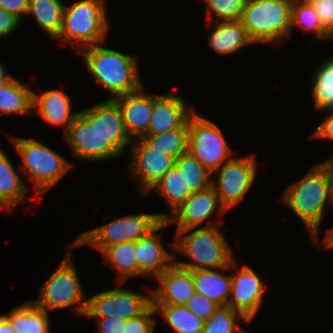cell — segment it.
I'll use <instances>...</instances> for the list:
<instances>
[{
	"label": "cell",
	"instance_id": "20",
	"mask_svg": "<svg viewBox=\"0 0 333 333\" xmlns=\"http://www.w3.org/2000/svg\"><path fill=\"white\" fill-rule=\"evenodd\" d=\"M96 127L105 140L120 156L132 139L128 136L118 104L110 98L96 104Z\"/></svg>",
	"mask_w": 333,
	"mask_h": 333
},
{
	"label": "cell",
	"instance_id": "30",
	"mask_svg": "<svg viewBox=\"0 0 333 333\" xmlns=\"http://www.w3.org/2000/svg\"><path fill=\"white\" fill-rule=\"evenodd\" d=\"M153 191L157 192L170 208V213L166 214V218L192 194L189 188H186L184 177L175 164L145 197L150 196V193H153Z\"/></svg>",
	"mask_w": 333,
	"mask_h": 333
},
{
	"label": "cell",
	"instance_id": "39",
	"mask_svg": "<svg viewBox=\"0 0 333 333\" xmlns=\"http://www.w3.org/2000/svg\"><path fill=\"white\" fill-rule=\"evenodd\" d=\"M311 4L322 25L333 35V0H315Z\"/></svg>",
	"mask_w": 333,
	"mask_h": 333
},
{
	"label": "cell",
	"instance_id": "6",
	"mask_svg": "<svg viewBox=\"0 0 333 333\" xmlns=\"http://www.w3.org/2000/svg\"><path fill=\"white\" fill-rule=\"evenodd\" d=\"M10 142L21 158V171L35 185L37 198L55 186L72 167L73 163L34 138L14 136Z\"/></svg>",
	"mask_w": 333,
	"mask_h": 333
},
{
	"label": "cell",
	"instance_id": "35",
	"mask_svg": "<svg viewBox=\"0 0 333 333\" xmlns=\"http://www.w3.org/2000/svg\"><path fill=\"white\" fill-rule=\"evenodd\" d=\"M237 319H242L249 323L240 313L234 311L230 307H219V309L204 322L202 333H247L241 325L236 322Z\"/></svg>",
	"mask_w": 333,
	"mask_h": 333
},
{
	"label": "cell",
	"instance_id": "40",
	"mask_svg": "<svg viewBox=\"0 0 333 333\" xmlns=\"http://www.w3.org/2000/svg\"><path fill=\"white\" fill-rule=\"evenodd\" d=\"M98 333H123L126 319L120 317L96 318Z\"/></svg>",
	"mask_w": 333,
	"mask_h": 333
},
{
	"label": "cell",
	"instance_id": "32",
	"mask_svg": "<svg viewBox=\"0 0 333 333\" xmlns=\"http://www.w3.org/2000/svg\"><path fill=\"white\" fill-rule=\"evenodd\" d=\"M151 147L165 152L175 159L188 152L189 129L188 119L179 127L156 135L142 137Z\"/></svg>",
	"mask_w": 333,
	"mask_h": 333
},
{
	"label": "cell",
	"instance_id": "18",
	"mask_svg": "<svg viewBox=\"0 0 333 333\" xmlns=\"http://www.w3.org/2000/svg\"><path fill=\"white\" fill-rule=\"evenodd\" d=\"M140 89L115 97L128 136L134 140L142 138L147 132L153 110V94Z\"/></svg>",
	"mask_w": 333,
	"mask_h": 333
},
{
	"label": "cell",
	"instance_id": "7",
	"mask_svg": "<svg viewBox=\"0 0 333 333\" xmlns=\"http://www.w3.org/2000/svg\"><path fill=\"white\" fill-rule=\"evenodd\" d=\"M39 289V298L31 300L47 312L73 306L75 314L84 316L88 298L73 263L71 250Z\"/></svg>",
	"mask_w": 333,
	"mask_h": 333
},
{
	"label": "cell",
	"instance_id": "9",
	"mask_svg": "<svg viewBox=\"0 0 333 333\" xmlns=\"http://www.w3.org/2000/svg\"><path fill=\"white\" fill-rule=\"evenodd\" d=\"M188 152L212 174L233 157L220 127L197 110L188 118Z\"/></svg>",
	"mask_w": 333,
	"mask_h": 333
},
{
	"label": "cell",
	"instance_id": "43",
	"mask_svg": "<svg viewBox=\"0 0 333 333\" xmlns=\"http://www.w3.org/2000/svg\"><path fill=\"white\" fill-rule=\"evenodd\" d=\"M29 0H0V8L9 11L20 20L27 15Z\"/></svg>",
	"mask_w": 333,
	"mask_h": 333
},
{
	"label": "cell",
	"instance_id": "28",
	"mask_svg": "<svg viewBox=\"0 0 333 333\" xmlns=\"http://www.w3.org/2000/svg\"><path fill=\"white\" fill-rule=\"evenodd\" d=\"M101 254L116 271V283L121 286L130 277L137 276L135 242H122L106 247Z\"/></svg>",
	"mask_w": 333,
	"mask_h": 333
},
{
	"label": "cell",
	"instance_id": "13",
	"mask_svg": "<svg viewBox=\"0 0 333 333\" xmlns=\"http://www.w3.org/2000/svg\"><path fill=\"white\" fill-rule=\"evenodd\" d=\"M130 146L127 172L145 196L175 164V158L151 147L143 138L134 139Z\"/></svg>",
	"mask_w": 333,
	"mask_h": 333
},
{
	"label": "cell",
	"instance_id": "15",
	"mask_svg": "<svg viewBox=\"0 0 333 333\" xmlns=\"http://www.w3.org/2000/svg\"><path fill=\"white\" fill-rule=\"evenodd\" d=\"M235 274H231V290L226 306L240 313L250 324L262 306L266 284L247 265H242Z\"/></svg>",
	"mask_w": 333,
	"mask_h": 333
},
{
	"label": "cell",
	"instance_id": "45",
	"mask_svg": "<svg viewBox=\"0 0 333 333\" xmlns=\"http://www.w3.org/2000/svg\"><path fill=\"white\" fill-rule=\"evenodd\" d=\"M0 333H15L11 322L3 315H0Z\"/></svg>",
	"mask_w": 333,
	"mask_h": 333
},
{
	"label": "cell",
	"instance_id": "33",
	"mask_svg": "<svg viewBox=\"0 0 333 333\" xmlns=\"http://www.w3.org/2000/svg\"><path fill=\"white\" fill-rule=\"evenodd\" d=\"M296 27L302 28L305 32H313L315 37L313 43L318 40L333 41V35L322 25L311 3H302L298 0L293 1L291 32Z\"/></svg>",
	"mask_w": 333,
	"mask_h": 333
},
{
	"label": "cell",
	"instance_id": "42",
	"mask_svg": "<svg viewBox=\"0 0 333 333\" xmlns=\"http://www.w3.org/2000/svg\"><path fill=\"white\" fill-rule=\"evenodd\" d=\"M20 19L9 11L0 8V37L10 35L19 27Z\"/></svg>",
	"mask_w": 333,
	"mask_h": 333
},
{
	"label": "cell",
	"instance_id": "1",
	"mask_svg": "<svg viewBox=\"0 0 333 333\" xmlns=\"http://www.w3.org/2000/svg\"><path fill=\"white\" fill-rule=\"evenodd\" d=\"M279 198L303 223L313 244L321 245L320 225L325 206L333 204V187L319 164H314L300 180L288 186Z\"/></svg>",
	"mask_w": 333,
	"mask_h": 333
},
{
	"label": "cell",
	"instance_id": "2",
	"mask_svg": "<svg viewBox=\"0 0 333 333\" xmlns=\"http://www.w3.org/2000/svg\"><path fill=\"white\" fill-rule=\"evenodd\" d=\"M102 44L84 48L79 53L96 83L110 91V99L140 89L143 83L138 59Z\"/></svg>",
	"mask_w": 333,
	"mask_h": 333
},
{
	"label": "cell",
	"instance_id": "25",
	"mask_svg": "<svg viewBox=\"0 0 333 333\" xmlns=\"http://www.w3.org/2000/svg\"><path fill=\"white\" fill-rule=\"evenodd\" d=\"M12 324L15 333H49V312L36 306L31 300L18 305L4 315Z\"/></svg>",
	"mask_w": 333,
	"mask_h": 333
},
{
	"label": "cell",
	"instance_id": "23",
	"mask_svg": "<svg viewBox=\"0 0 333 333\" xmlns=\"http://www.w3.org/2000/svg\"><path fill=\"white\" fill-rule=\"evenodd\" d=\"M208 24L212 25L213 29L208 35V44L218 54H233L245 45L254 44L240 20L208 22Z\"/></svg>",
	"mask_w": 333,
	"mask_h": 333
},
{
	"label": "cell",
	"instance_id": "26",
	"mask_svg": "<svg viewBox=\"0 0 333 333\" xmlns=\"http://www.w3.org/2000/svg\"><path fill=\"white\" fill-rule=\"evenodd\" d=\"M33 90L13 78L0 86V113L10 115L33 114Z\"/></svg>",
	"mask_w": 333,
	"mask_h": 333
},
{
	"label": "cell",
	"instance_id": "46",
	"mask_svg": "<svg viewBox=\"0 0 333 333\" xmlns=\"http://www.w3.org/2000/svg\"><path fill=\"white\" fill-rule=\"evenodd\" d=\"M325 237L323 238V245H325L328 249H333V226L332 228H328L325 232Z\"/></svg>",
	"mask_w": 333,
	"mask_h": 333
},
{
	"label": "cell",
	"instance_id": "48",
	"mask_svg": "<svg viewBox=\"0 0 333 333\" xmlns=\"http://www.w3.org/2000/svg\"><path fill=\"white\" fill-rule=\"evenodd\" d=\"M298 1H300V2H302V3H312V2H314L315 0H298Z\"/></svg>",
	"mask_w": 333,
	"mask_h": 333
},
{
	"label": "cell",
	"instance_id": "3",
	"mask_svg": "<svg viewBox=\"0 0 333 333\" xmlns=\"http://www.w3.org/2000/svg\"><path fill=\"white\" fill-rule=\"evenodd\" d=\"M223 234L217 225L195 230L194 227L177 230V238L172 243L175 258L179 252L190 260L187 262L175 259V262L189 270H210L230 266L236 257Z\"/></svg>",
	"mask_w": 333,
	"mask_h": 333
},
{
	"label": "cell",
	"instance_id": "5",
	"mask_svg": "<svg viewBox=\"0 0 333 333\" xmlns=\"http://www.w3.org/2000/svg\"><path fill=\"white\" fill-rule=\"evenodd\" d=\"M290 0H247L240 21L254 44L278 45L291 34Z\"/></svg>",
	"mask_w": 333,
	"mask_h": 333
},
{
	"label": "cell",
	"instance_id": "19",
	"mask_svg": "<svg viewBox=\"0 0 333 333\" xmlns=\"http://www.w3.org/2000/svg\"><path fill=\"white\" fill-rule=\"evenodd\" d=\"M156 280L160 286L152 290V304L184 305L196 292L191 270L175 261Z\"/></svg>",
	"mask_w": 333,
	"mask_h": 333
},
{
	"label": "cell",
	"instance_id": "24",
	"mask_svg": "<svg viewBox=\"0 0 333 333\" xmlns=\"http://www.w3.org/2000/svg\"><path fill=\"white\" fill-rule=\"evenodd\" d=\"M28 186L21 179L11 159L0 147V207L11 211L18 203L25 201Z\"/></svg>",
	"mask_w": 333,
	"mask_h": 333
},
{
	"label": "cell",
	"instance_id": "16",
	"mask_svg": "<svg viewBox=\"0 0 333 333\" xmlns=\"http://www.w3.org/2000/svg\"><path fill=\"white\" fill-rule=\"evenodd\" d=\"M167 226L168 223L162 220L145 237L135 242L137 276H152L156 279L175 261V252L170 253L164 248L158 232Z\"/></svg>",
	"mask_w": 333,
	"mask_h": 333
},
{
	"label": "cell",
	"instance_id": "37",
	"mask_svg": "<svg viewBox=\"0 0 333 333\" xmlns=\"http://www.w3.org/2000/svg\"><path fill=\"white\" fill-rule=\"evenodd\" d=\"M155 309L151 304L141 315L126 319L123 333H155Z\"/></svg>",
	"mask_w": 333,
	"mask_h": 333
},
{
	"label": "cell",
	"instance_id": "12",
	"mask_svg": "<svg viewBox=\"0 0 333 333\" xmlns=\"http://www.w3.org/2000/svg\"><path fill=\"white\" fill-rule=\"evenodd\" d=\"M150 293H137L133 289L105 290L88 297L86 318L120 317L131 319L141 315L152 304Z\"/></svg>",
	"mask_w": 333,
	"mask_h": 333
},
{
	"label": "cell",
	"instance_id": "41",
	"mask_svg": "<svg viewBox=\"0 0 333 333\" xmlns=\"http://www.w3.org/2000/svg\"><path fill=\"white\" fill-rule=\"evenodd\" d=\"M321 111L329 112V115L323 119L322 123L317 126L316 130L309 136V138H322L333 141V108L323 109Z\"/></svg>",
	"mask_w": 333,
	"mask_h": 333
},
{
	"label": "cell",
	"instance_id": "4",
	"mask_svg": "<svg viewBox=\"0 0 333 333\" xmlns=\"http://www.w3.org/2000/svg\"><path fill=\"white\" fill-rule=\"evenodd\" d=\"M104 0H78L65 6L62 28L57 41L72 45L79 52L87 47L104 43L109 20Z\"/></svg>",
	"mask_w": 333,
	"mask_h": 333
},
{
	"label": "cell",
	"instance_id": "34",
	"mask_svg": "<svg viewBox=\"0 0 333 333\" xmlns=\"http://www.w3.org/2000/svg\"><path fill=\"white\" fill-rule=\"evenodd\" d=\"M175 165L183 175L185 186L191 193L205 190L211 186L212 173L189 152L176 158Z\"/></svg>",
	"mask_w": 333,
	"mask_h": 333
},
{
	"label": "cell",
	"instance_id": "21",
	"mask_svg": "<svg viewBox=\"0 0 333 333\" xmlns=\"http://www.w3.org/2000/svg\"><path fill=\"white\" fill-rule=\"evenodd\" d=\"M71 98L62 89H52L38 94L33 91V114L40 115L51 125L64 126V134L79 111L72 112Z\"/></svg>",
	"mask_w": 333,
	"mask_h": 333
},
{
	"label": "cell",
	"instance_id": "36",
	"mask_svg": "<svg viewBox=\"0 0 333 333\" xmlns=\"http://www.w3.org/2000/svg\"><path fill=\"white\" fill-rule=\"evenodd\" d=\"M201 1H204L207 9L206 13L207 22L238 21L242 17V13L247 2V0H201Z\"/></svg>",
	"mask_w": 333,
	"mask_h": 333
},
{
	"label": "cell",
	"instance_id": "38",
	"mask_svg": "<svg viewBox=\"0 0 333 333\" xmlns=\"http://www.w3.org/2000/svg\"><path fill=\"white\" fill-rule=\"evenodd\" d=\"M184 305L204 320L209 319L219 309L208 297L196 292Z\"/></svg>",
	"mask_w": 333,
	"mask_h": 333
},
{
	"label": "cell",
	"instance_id": "14",
	"mask_svg": "<svg viewBox=\"0 0 333 333\" xmlns=\"http://www.w3.org/2000/svg\"><path fill=\"white\" fill-rule=\"evenodd\" d=\"M219 216H224L227 211L221 205L219 197L213 187L192 193L180 206H178L166 219L168 225L177 224L176 230H184L190 227L198 228L205 223V227L216 225L208 220L216 211Z\"/></svg>",
	"mask_w": 333,
	"mask_h": 333
},
{
	"label": "cell",
	"instance_id": "22",
	"mask_svg": "<svg viewBox=\"0 0 333 333\" xmlns=\"http://www.w3.org/2000/svg\"><path fill=\"white\" fill-rule=\"evenodd\" d=\"M237 258L228 267L210 269V270H191L196 293L208 297L219 307H225L229 300L231 290V274L226 275L223 272L227 270H236ZM220 270H223L220 272Z\"/></svg>",
	"mask_w": 333,
	"mask_h": 333
},
{
	"label": "cell",
	"instance_id": "47",
	"mask_svg": "<svg viewBox=\"0 0 333 333\" xmlns=\"http://www.w3.org/2000/svg\"><path fill=\"white\" fill-rule=\"evenodd\" d=\"M14 77L7 73L6 68L0 62V86L6 84L11 81Z\"/></svg>",
	"mask_w": 333,
	"mask_h": 333
},
{
	"label": "cell",
	"instance_id": "27",
	"mask_svg": "<svg viewBox=\"0 0 333 333\" xmlns=\"http://www.w3.org/2000/svg\"><path fill=\"white\" fill-rule=\"evenodd\" d=\"M64 8L61 0H29L27 14L33 15L44 33L57 39L62 28Z\"/></svg>",
	"mask_w": 333,
	"mask_h": 333
},
{
	"label": "cell",
	"instance_id": "11",
	"mask_svg": "<svg viewBox=\"0 0 333 333\" xmlns=\"http://www.w3.org/2000/svg\"><path fill=\"white\" fill-rule=\"evenodd\" d=\"M64 139L73 156L80 161H101L120 156L98 133L96 104L79 111Z\"/></svg>",
	"mask_w": 333,
	"mask_h": 333
},
{
	"label": "cell",
	"instance_id": "44",
	"mask_svg": "<svg viewBox=\"0 0 333 333\" xmlns=\"http://www.w3.org/2000/svg\"><path fill=\"white\" fill-rule=\"evenodd\" d=\"M318 164L325 171L328 181L333 187V156Z\"/></svg>",
	"mask_w": 333,
	"mask_h": 333
},
{
	"label": "cell",
	"instance_id": "17",
	"mask_svg": "<svg viewBox=\"0 0 333 333\" xmlns=\"http://www.w3.org/2000/svg\"><path fill=\"white\" fill-rule=\"evenodd\" d=\"M194 104H187L183 98L171 92L153 94V110L148 132L145 135H156L179 128L195 111Z\"/></svg>",
	"mask_w": 333,
	"mask_h": 333
},
{
	"label": "cell",
	"instance_id": "10",
	"mask_svg": "<svg viewBox=\"0 0 333 333\" xmlns=\"http://www.w3.org/2000/svg\"><path fill=\"white\" fill-rule=\"evenodd\" d=\"M256 164L253 154L242 157L233 156L212 174L211 186L227 212L239 202H243L252 188L257 175Z\"/></svg>",
	"mask_w": 333,
	"mask_h": 333
},
{
	"label": "cell",
	"instance_id": "8",
	"mask_svg": "<svg viewBox=\"0 0 333 333\" xmlns=\"http://www.w3.org/2000/svg\"><path fill=\"white\" fill-rule=\"evenodd\" d=\"M167 213H140L125 215L112 220L109 223L86 230L67 245L69 249L91 245L102 252L106 247L122 243L136 242L145 237L162 220L166 219Z\"/></svg>",
	"mask_w": 333,
	"mask_h": 333
},
{
	"label": "cell",
	"instance_id": "31",
	"mask_svg": "<svg viewBox=\"0 0 333 333\" xmlns=\"http://www.w3.org/2000/svg\"><path fill=\"white\" fill-rule=\"evenodd\" d=\"M311 78V94L316 110L333 108V57L322 61Z\"/></svg>",
	"mask_w": 333,
	"mask_h": 333
},
{
	"label": "cell",
	"instance_id": "29",
	"mask_svg": "<svg viewBox=\"0 0 333 333\" xmlns=\"http://www.w3.org/2000/svg\"><path fill=\"white\" fill-rule=\"evenodd\" d=\"M156 314H162L163 321L175 333H202L205 320L195 315L185 305L152 304Z\"/></svg>",
	"mask_w": 333,
	"mask_h": 333
}]
</instances>
